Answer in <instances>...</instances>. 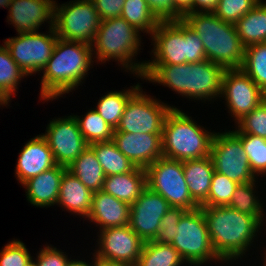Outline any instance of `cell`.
Instances as JSON below:
<instances>
[{
	"instance_id": "cell-1",
	"label": "cell",
	"mask_w": 266,
	"mask_h": 266,
	"mask_svg": "<svg viewBox=\"0 0 266 266\" xmlns=\"http://www.w3.org/2000/svg\"><path fill=\"white\" fill-rule=\"evenodd\" d=\"M225 69L209 60L180 65H145L141 79L155 82L193 100L220 98Z\"/></svg>"
},
{
	"instance_id": "cell-2",
	"label": "cell",
	"mask_w": 266,
	"mask_h": 266,
	"mask_svg": "<svg viewBox=\"0 0 266 266\" xmlns=\"http://www.w3.org/2000/svg\"><path fill=\"white\" fill-rule=\"evenodd\" d=\"M89 44L58 38L53 53L43 68L40 97L49 101L72 92L85 79L93 60Z\"/></svg>"
},
{
	"instance_id": "cell-3",
	"label": "cell",
	"mask_w": 266,
	"mask_h": 266,
	"mask_svg": "<svg viewBox=\"0 0 266 266\" xmlns=\"http://www.w3.org/2000/svg\"><path fill=\"white\" fill-rule=\"evenodd\" d=\"M208 225V234L217 256L224 262L243 257L252 246L261 223L246 213L228 206L201 207ZM233 259V261H232Z\"/></svg>"
},
{
	"instance_id": "cell-4",
	"label": "cell",
	"mask_w": 266,
	"mask_h": 266,
	"mask_svg": "<svg viewBox=\"0 0 266 266\" xmlns=\"http://www.w3.org/2000/svg\"><path fill=\"white\" fill-rule=\"evenodd\" d=\"M182 19L202 40L207 60L224 69L242 67L245 47L234 24L224 22L213 12L187 13Z\"/></svg>"
},
{
	"instance_id": "cell-5",
	"label": "cell",
	"mask_w": 266,
	"mask_h": 266,
	"mask_svg": "<svg viewBox=\"0 0 266 266\" xmlns=\"http://www.w3.org/2000/svg\"><path fill=\"white\" fill-rule=\"evenodd\" d=\"M139 34L140 32L121 16L101 21L91 44L94 59L101 63L113 59L122 65L123 69L125 67L128 72L141 77L146 62L132 60L141 49Z\"/></svg>"
},
{
	"instance_id": "cell-6",
	"label": "cell",
	"mask_w": 266,
	"mask_h": 266,
	"mask_svg": "<svg viewBox=\"0 0 266 266\" xmlns=\"http://www.w3.org/2000/svg\"><path fill=\"white\" fill-rule=\"evenodd\" d=\"M150 37L154 59L145 65H180L206 60L202 40L182 18L160 21Z\"/></svg>"
},
{
	"instance_id": "cell-7",
	"label": "cell",
	"mask_w": 266,
	"mask_h": 266,
	"mask_svg": "<svg viewBox=\"0 0 266 266\" xmlns=\"http://www.w3.org/2000/svg\"><path fill=\"white\" fill-rule=\"evenodd\" d=\"M172 107L161 135L163 157L185 161L209 156L215 132L205 130L191 116Z\"/></svg>"
},
{
	"instance_id": "cell-8",
	"label": "cell",
	"mask_w": 266,
	"mask_h": 266,
	"mask_svg": "<svg viewBox=\"0 0 266 266\" xmlns=\"http://www.w3.org/2000/svg\"><path fill=\"white\" fill-rule=\"evenodd\" d=\"M177 227L176 236L171 245L187 264L201 266L211 261L223 262L213 249L201 207L186 211Z\"/></svg>"
},
{
	"instance_id": "cell-9",
	"label": "cell",
	"mask_w": 266,
	"mask_h": 266,
	"mask_svg": "<svg viewBox=\"0 0 266 266\" xmlns=\"http://www.w3.org/2000/svg\"><path fill=\"white\" fill-rule=\"evenodd\" d=\"M145 171L147 187L167 200L170 207L187 211L200 207L189 193L182 161L161 157Z\"/></svg>"
},
{
	"instance_id": "cell-10",
	"label": "cell",
	"mask_w": 266,
	"mask_h": 266,
	"mask_svg": "<svg viewBox=\"0 0 266 266\" xmlns=\"http://www.w3.org/2000/svg\"><path fill=\"white\" fill-rule=\"evenodd\" d=\"M101 19L92 0L55 2L54 29L58 38L91 45Z\"/></svg>"
},
{
	"instance_id": "cell-11",
	"label": "cell",
	"mask_w": 266,
	"mask_h": 266,
	"mask_svg": "<svg viewBox=\"0 0 266 266\" xmlns=\"http://www.w3.org/2000/svg\"><path fill=\"white\" fill-rule=\"evenodd\" d=\"M143 93L140 87L128 100L118 127L114 132L133 134H162L164 121L171 107Z\"/></svg>"
},
{
	"instance_id": "cell-12",
	"label": "cell",
	"mask_w": 266,
	"mask_h": 266,
	"mask_svg": "<svg viewBox=\"0 0 266 266\" xmlns=\"http://www.w3.org/2000/svg\"><path fill=\"white\" fill-rule=\"evenodd\" d=\"M48 33H21L4 40L12 59L27 76L40 73L53 53L58 36L54 28Z\"/></svg>"
},
{
	"instance_id": "cell-13",
	"label": "cell",
	"mask_w": 266,
	"mask_h": 266,
	"mask_svg": "<svg viewBox=\"0 0 266 266\" xmlns=\"http://www.w3.org/2000/svg\"><path fill=\"white\" fill-rule=\"evenodd\" d=\"M210 157L216 172L238 184L257 180L249 166L241 139L233 131L215 132Z\"/></svg>"
},
{
	"instance_id": "cell-14",
	"label": "cell",
	"mask_w": 266,
	"mask_h": 266,
	"mask_svg": "<svg viewBox=\"0 0 266 266\" xmlns=\"http://www.w3.org/2000/svg\"><path fill=\"white\" fill-rule=\"evenodd\" d=\"M222 96L235 123L266 99L264 91L241 69H225Z\"/></svg>"
},
{
	"instance_id": "cell-15",
	"label": "cell",
	"mask_w": 266,
	"mask_h": 266,
	"mask_svg": "<svg viewBox=\"0 0 266 266\" xmlns=\"http://www.w3.org/2000/svg\"><path fill=\"white\" fill-rule=\"evenodd\" d=\"M42 136L47 141L57 165L68 167L88 147L74 115L55 118Z\"/></svg>"
},
{
	"instance_id": "cell-16",
	"label": "cell",
	"mask_w": 266,
	"mask_h": 266,
	"mask_svg": "<svg viewBox=\"0 0 266 266\" xmlns=\"http://www.w3.org/2000/svg\"><path fill=\"white\" fill-rule=\"evenodd\" d=\"M95 257L115 263L136 266L144 241L129 225L100 230Z\"/></svg>"
},
{
	"instance_id": "cell-17",
	"label": "cell",
	"mask_w": 266,
	"mask_h": 266,
	"mask_svg": "<svg viewBox=\"0 0 266 266\" xmlns=\"http://www.w3.org/2000/svg\"><path fill=\"white\" fill-rule=\"evenodd\" d=\"M170 208L167 200L146 187L131 205L129 226L144 242L152 241Z\"/></svg>"
},
{
	"instance_id": "cell-18",
	"label": "cell",
	"mask_w": 266,
	"mask_h": 266,
	"mask_svg": "<svg viewBox=\"0 0 266 266\" xmlns=\"http://www.w3.org/2000/svg\"><path fill=\"white\" fill-rule=\"evenodd\" d=\"M55 0H12L8 21L21 33L39 31L44 22L54 28Z\"/></svg>"
},
{
	"instance_id": "cell-19",
	"label": "cell",
	"mask_w": 266,
	"mask_h": 266,
	"mask_svg": "<svg viewBox=\"0 0 266 266\" xmlns=\"http://www.w3.org/2000/svg\"><path fill=\"white\" fill-rule=\"evenodd\" d=\"M162 134L113 132V141L135 167L146 169L163 157Z\"/></svg>"
},
{
	"instance_id": "cell-20",
	"label": "cell",
	"mask_w": 266,
	"mask_h": 266,
	"mask_svg": "<svg viewBox=\"0 0 266 266\" xmlns=\"http://www.w3.org/2000/svg\"><path fill=\"white\" fill-rule=\"evenodd\" d=\"M17 160L15 176L21 185L29 178L57 165L47 141L41 134L31 138L23 146Z\"/></svg>"
},
{
	"instance_id": "cell-21",
	"label": "cell",
	"mask_w": 266,
	"mask_h": 266,
	"mask_svg": "<svg viewBox=\"0 0 266 266\" xmlns=\"http://www.w3.org/2000/svg\"><path fill=\"white\" fill-rule=\"evenodd\" d=\"M131 205L120 201L100 190L92 195L91 211L87 219L99 226V231L107 228L129 225Z\"/></svg>"
},
{
	"instance_id": "cell-22",
	"label": "cell",
	"mask_w": 266,
	"mask_h": 266,
	"mask_svg": "<svg viewBox=\"0 0 266 266\" xmlns=\"http://www.w3.org/2000/svg\"><path fill=\"white\" fill-rule=\"evenodd\" d=\"M66 170L67 167L56 165L25 181L22 185L30 204L40 208L57 205L61 179Z\"/></svg>"
},
{
	"instance_id": "cell-23",
	"label": "cell",
	"mask_w": 266,
	"mask_h": 266,
	"mask_svg": "<svg viewBox=\"0 0 266 266\" xmlns=\"http://www.w3.org/2000/svg\"><path fill=\"white\" fill-rule=\"evenodd\" d=\"M92 195L93 192L66 170L61 179L57 205L72 214L87 218L91 211Z\"/></svg>"
},
{
	"instance_id": "cell-24",
	"label": "cell",
	"mask_w": 266,
	"mask_h": 266,
	"mask_svg": "<svg viewBox=\"0 0 266 266\" xmlns=\"http://www.w3.org/2000/svg\"><path fill=\"white\" fill-rule=\"evenodd\" d=\"M147 187L146 171L135 167L132 171L107 176L102 190L113 197L132 205Z\"/></svg>"
},
{
	"instance_id": "cell-25",
	"label": "cell",
	"mask_w": 266,
	"mask_h": 266,
	"mask_svg": "<svg viewBox=\"0 0 266 266\" xmlns=\"http://www.w3.org/2000/svg\"><path fill=\"white\" fill-rule=\"evenodd\" d=\"M182 163L189 193L201 206L208 198L212 175L215 171L213 161L209 155L200 159L185 160Z\"/></svg>"
},
{
	"instance_id": "cell-26",
	"label": "cell",
	"mask_w": 266,
	"mask_h": 266,
	"mask_svg": "<svg viewBox=\"0 0 266 266\" xmlns=\"http://www.w3.org/2000/svg\"><path fill=\"white\" fill-rule=\"evenodd\" d=\"M67 170L91 192L102 190L106 175L94 151L89 146L67 167Z\"/></svg>"
},
{
	"instance_id": "cell-27",
	"label": "cell",
	"mask_w": 266,
	"mask_h": 266,
	"mask_svg": "<svg viewBox=\"0 0 266 266\" xmlns=\"http://www.w3.org/2000/svg\"><path fill=\"white\" fill-rule=\"evenodd\" d=\"M235 28L244 47L266 42V2L241 17Z\"/></svg>"
},
{
	"instance_id": "cell-28",
	"label": "cell",
	"mask_w": 266,
	"mask_h": 266,
	"mask_svg": "<svg viewBox=\"0 0 266 266\" xmlns=\"http://www.w3.org/2000/svg\"><path fill=\"white\" fill-rule=\"evenodd\" d=\"M88 146L94 151L106 177L130 172L135 168L133 163L120 152L113 140L95 142Z\"/></svg>"
},
{
	"instance_id": "cell-29",
	"label": "cell",
	"mask_w": 266,
	"mask_h": 266,
	"mask_svg": "<svg viewBox=\"0 0 266 266\" xmlns=\"http://www.w3.org/2000/svg\"><path fill=\"white\" fill-rule=\"evenodd\" d=\"M140 83L131 89L122 91H110L103 95L97 103L96 111L105 120V122L114 130L118 127L124 109L129 98L140 88Z\"/></svg>"
},
{
	"instance_id": "cell-30",
	"label": "cell",
	"mask_w": 266,
	"mask_h": 266,
	"mask_svg": "<svg viewBox=\"0 0 266 266\" xmlns=\"http://www.w3.org/2000/svg\"><path fill=\"white\" fill-rule=\"evenodd\" d=\"M184 263L171 244H159L152 240L144 242L136 266H181Z\"/></svg>"
},
{
	"instance_id": "cell-31",
	"label": "cell",
	"mask_w": 266,
	"mask_h": 266,
	"mask_svg": "<svg viewBox=\"0 0 266 266\" xmlns=\"http://www.w3.org/2000/svg\"><path fill=\"white\" fill-rule=\"evenodd\" d=\"M256 181L240 183L236 186L234 193L232 194L228 207L237 210L241 213H246L254 216L262 225L264 220L263 203L255 195L257 193Z\"/></svg>"
},
{
	"instance_id": "cell-32",
	"label": "cell",
	"mask_w": 266,
	"mask_h": 266,
	"mask_svg": "<svg viewBox=\"0 0 266 266\" xmlns=\"http://www.w3.org/2000/svg\"><path fill=\"white\" fill-rule=\"evenodd\" d=\"M120 16L140 33L144 31L151 36L160 22L146 0H125Z\"/></svg>"
},
{
	"instance_id": "cell-33",
	"label": "cell",
	"mask_w": 266,
	"mask_h": 266,
	"mask_svg": "<svg viewBox=\"0 0 266 266\" xmlns=\"http://www.w3.org/2000/svg\"><path fill=\"white\" fill-rule=\"evenodd\" d=\"M24 76L27 75L12 59L5 44L0 46V94L9 103Z\"/></svg>"
},
{
	"instance_id": "cell-34",
	"label": "cell",
	"mask_w": 266,
	"mask_h": 266,
	"mask_svg": "<svg viewBox=\"0 0 266 266\" xmlns=\"http://www.w3.org/2000/svg\"><path fill=\"white\" fill-rule=\"evenodd\" d=\"M89 110L84 117L74 115L85 142L90 145L95 142L113 140L114 129L105 122L95 108Z\"/></svg>"
},
{
	"instance_id": "cell-35",
	"label": "cell",
	"mask_w": 266,
	"mask_h": 266,
	"mask_svg": "<svg viewBox=\"0 0 266 266\" xmlns=\"http://www.w3.org/2000/svg\"><path fill=\"white\" fill-rule=\"evenodd\" d=\"M241 69L266 94V42L245 47Z\"/></svg>"
},
{
	"instance_id": "cell-36",
	"label": "cell",
	"mask_w": 266,
	"mask_h": 266,
	"mask_svg": "<svg viewBox=\"0 0 266 266\" xmlns=\"http://www.w3.org/2000/svg\"><path fill=\"white\" fill-rule=\"evenodd\" d=\"M235 134L241 139L251 171L256 177L266 176V139L252 134Z\"/></svg>"
},
{
	"instance_id": "cell-37",
	"label": "cell",
	"mask_w": 266,
	"mask_h": 266,
	"mask_svg": "<svg viewBox=\"0 0 266 266\" xmlns=\"http://www.w3.org/2000/svg\"><path fill=\"white\" fill-rule=\"evenodd\" d=\"M238 183L214 171L207 200L200 207L227 206Z\"/></svg>"
},
{
	"instance_id": "cell-38",
	"label": "cell",
	"mask_w": 266,
	"mask_h": 266,
	"mask_svg": "<svg viewBox=\"0 0 266 266\" xmlns=\"http://www.w3.org/2000/svg\"><path fill=\"white\" fill-rule=\"evenodd\" d=\"M234 133L252 134L266 139V99L240 119Z\"/></svg>"
},
{
	"instance_id": "cell-39",
	"label": "cell",
	"mask_w": 266,
	"mask_h": 266,
	"mask_svg": "<svg viewBox=\"0 0 266 266\" xmlns=\"http://www.w3.org/2000/svg\"><path fill=\"white\" fill-rule=\"evenodd\" d=\"M257 4L255 0H219L213 13L224 22L235 25Z\"/></svg>"
},
{
	"instance_id": "cell-40",
	"label": "cell",
	"mask_w": 266,
	"mask_h": 266,
	"mask_svg": "<svg viewBox=\"0 0 266 266\" xmlns=\"http://www.w3.org/2000/svg\"><path fill=\"white\" fill-rule=\"evenodd\" d=\"M33 258L20 240H11L0 251V266H29Z\"/></svg>"
},
{
	"instance_id": "cell-41",
	"label": "cell",
	"mask_w": 266,
	"mask_h": 266,
	"mask_svg": "<svg viewBox=\"0 0 266 266\" xmlns=\"http://www.w3.org/2000/svg\"><path fill=\"white\" fill-rule=\"evenodd\" d=\"M187 210L171 207L163 216L157 236L153 241L159 244H171L176 236V228L180 218Z\"/></svg>"
},
{
	"instance_id": "cell-42",
	"label": "cell",
	"mask_w": 266,
	"mask_h": 266,
	"mask_svg": "<svg viewBox=\"0 0 266 266\" xmlns=\"http://www.w3.org/2000/svg\"><path fill=\"white\" fill-rule=\"evenodd\" d=\"M33 263L35 266H67L70 259L62 250L48 245L42 248Z\"/></svg>"
},
{
	"instance_id": "cell-43",
	"label": "cell",
	"mask_w": 266,
	"mask_h": 266,
	"mask_svg": "<svg viewBox=\"0 0 266 266\" xmlns=\"http://www.w3.org/2000/svg\"><path fill=\"white\" fill-rule=\"evenodd\" d=\"M151 12L159 21H176L181 19L175 12L172 0H146Z\"/></svg>"
},
{
	"instance_id": "cell-44",
	"label": "cell",
	"mask_w": 266,
	"mask_h": 266,
	"mask_svg": "<svg viewBox=\"0 0 266 266\" xmlns=\"http://www.w3.org/2000/svg\"><path fill=\"white\" fill-rule=\"evenodd\" d=\"M101 21L120 17L125 0H92Z\"/></svg>"
},
{
	"instance_id": "cell-45",
	"label": "cell",
	"mask_w": 266,
	"mask_h": 266,
	"mask_svg": "<svg viewBox=\"0 0 266 266\" xmlns=\"http://www.w3.org/2000/svg\"><path fill=\"white\" fill-rule=\"evenodd\" d=\"M219 0H192V13L214 12Z\"/></svg>"
},
{
	"instance_id": "cell-46",
	"label": "cell",
	"mask_w": 266,
	"mask_h": 266,
	"mask_svg": "<svg viewBox=\"0 0 266 266\" xmlns=\"http://www.w3.org/2000/svg\"><path fill=\"white\" fill-rule=\"evenodd\" d=\"M174 12L183 18L187 13H192V0H172Z\"/></svg>"
},
{
	"instance_id": "cell-47",
	"label": "cell",
	"mask_w": 266,
	"mask_h": 266,
	"mask_svg": "<svg viewBox=\"0 0 266 266\" xmlns=\"http://www.w3.org/2000/svg\"><path fill=\"white\" fill-rule=\"evenodd\" d=\"M93 259H94V266H130L128 264H124V263H115V262H108V261H104L101 260L97 257H95L94 253H93Z\"/></svg>"
},
{
	"instance_id": "cell-48",
	"label": "cell",
	"mask_w": 266,
	"mask_h": 266,
	"mask_svg": "<svg viewBox=\"0 0 266 266\" xmlns=\"http://www.w3.org/2000/svg\"><path fill=\"white\" fill-rule=\"evenodd\" d=\"M67 266H94V260L92 261V265H91V263L88 264L85 261H81L78 259L77 260L76 259L71 260V258H70V261H69Z\"/></svg>"
},
{
	"instance_id": "cell-49",
	"label": "cell",
	"mask_w": 266,
	"mask_h": 266,
	"mask_svg": "<svg viewBox=\"0 0 266 266\" xmlns=\"http://www.w3.org/2000/svg\"><path fill=\"white\" fill-rule=\"evenodd\" d=\"M12 0H0V7H5L6 9L9 8Z\"/></svg>"
},
{
	"instance_id": "cell-50",
	"label": "cell",
	"mask_w": 266,
	"mask_h": 266,
	"mask_svg": "<svg viewBox=\"0 0 266 266\" xmlns=\"http://www.w3.org/2000/svg\"><path fill=\"white\" fill-rule=\"evenodd\" d=\"M8 101L0 94V106L2 105H5V107L8 105Z\"/></svg>"
},
{
	"instance_id": "cell-51",
	"label": "cell",
	"mask_w": 266,
	"mask_h": 266,
	"mask_svg": "<svg viewBox=\"0 0 266 266\" xmlns=\"http://www.w3.org/2000/svg\"><path fill=\"white\" fill-rule=\"evenodd\" d=\"M264 254H265V256H264V260H263V261H264V262H263V264H264L263 266H266V251H265Z\"/></svg>"
},
{
	"instance_id": "cell-52",
	"label": "cell",
	"mask_w": 266,
	"mask_h": 266,
	"mask_svg": "<svg viewBox=\"0 0 266 266\" xmlns=\"http://www.w3.org/2000/svg\"><path fill=\"white\" fill-rule=\"evenodd\" d=\"M257 3H264V0H255Z\"/></svg>"
}]
</instances>
